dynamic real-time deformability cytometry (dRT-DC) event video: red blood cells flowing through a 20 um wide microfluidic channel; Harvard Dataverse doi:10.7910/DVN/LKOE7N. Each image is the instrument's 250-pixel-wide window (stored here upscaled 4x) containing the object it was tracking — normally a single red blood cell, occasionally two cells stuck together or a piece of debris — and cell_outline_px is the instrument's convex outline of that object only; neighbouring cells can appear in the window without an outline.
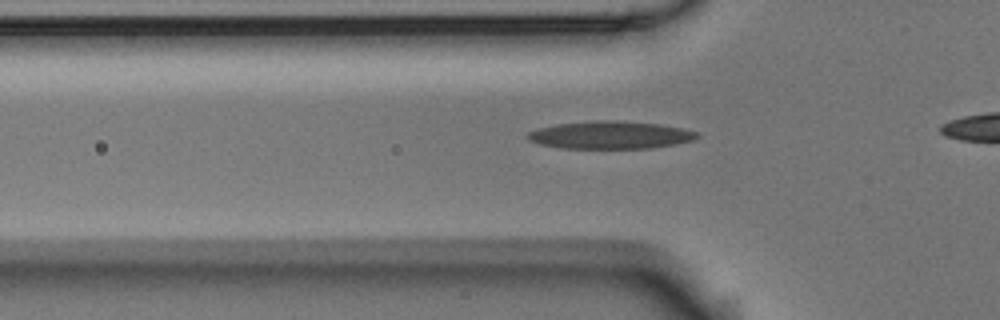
{"species": "Egyptian fruit bat (a non-hibernating species)", "species_latin": "Rousettus aegyptiacus", "temperature_condition": "room temperature", "stored_images_in_passage": 35, "camera_frame_rate_fps": 3000, "um_per_image_px": 0.085, "animal": {"sex": "male"}, "frame": {"image": 1, "passage_image": 8, "time_ms": 2.333, "image_size_px": [1000, 320], "cell_outline_px": [[700, 136], [692, 140], [676, 144], [652, 148], [564, 148], [540, 144], [528, 140], [524, 136], [528, 132], [540, 128], [556, 124], [596, 120], [616, 120], [660, 124], [680, 128], [696, 132]], "centroid_in_image_um": [51.85, 11.47], "position_along_channel_um": 73.9, "area_um2": 27.22}}
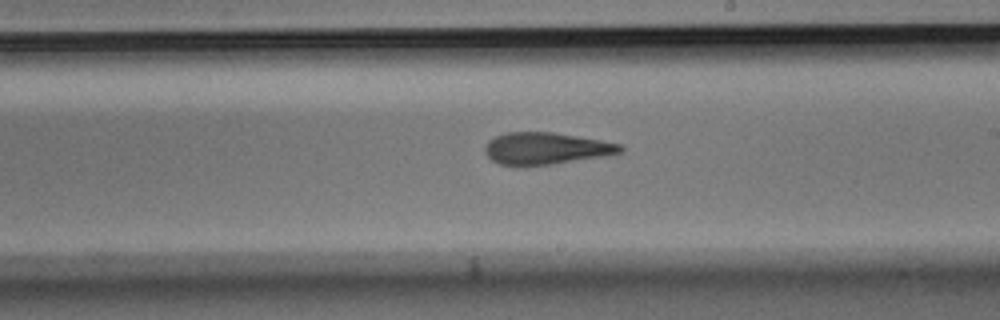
{"frame": {"image": 2, "passage_image": 22, "time_ms": 7.0, "image_size_px": [1000, 320], "cell_outline_px": [[624, 148], [620, 152], [604, 156], [552, 164], [500, 164], [492, 160], [484, 152], [484, 148], [488, 140], [496, 136], [508, 132], [552, 132], [600, 140], [620, 144]], "centroid_in_image_um": [46.39, 12.6], "position_along_channel_um": 242.6, "area_um2": 24.62}}
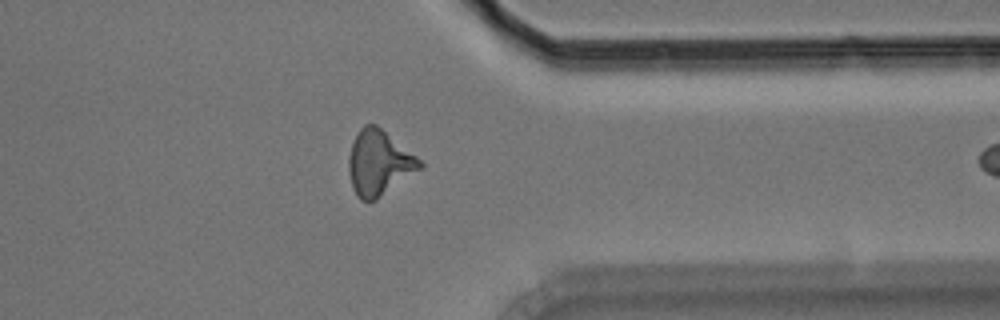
{"frame": {"image": 3, "passage_image": 34, "time_ms": 11.0, "image_size_px": [1000, 320], "cell_outline_px": [[424, 168], [376, 200], [360, 200], [352, 188], [348, 168], [348, 160], [352, 144], [360, 128], [364, 124], [376, 124], [416, 156], [424, 164]], "centroid_in_image_um": [32.23, 13.87], "position_along_channel_um": 379.2, "area_um2": 26.93}}